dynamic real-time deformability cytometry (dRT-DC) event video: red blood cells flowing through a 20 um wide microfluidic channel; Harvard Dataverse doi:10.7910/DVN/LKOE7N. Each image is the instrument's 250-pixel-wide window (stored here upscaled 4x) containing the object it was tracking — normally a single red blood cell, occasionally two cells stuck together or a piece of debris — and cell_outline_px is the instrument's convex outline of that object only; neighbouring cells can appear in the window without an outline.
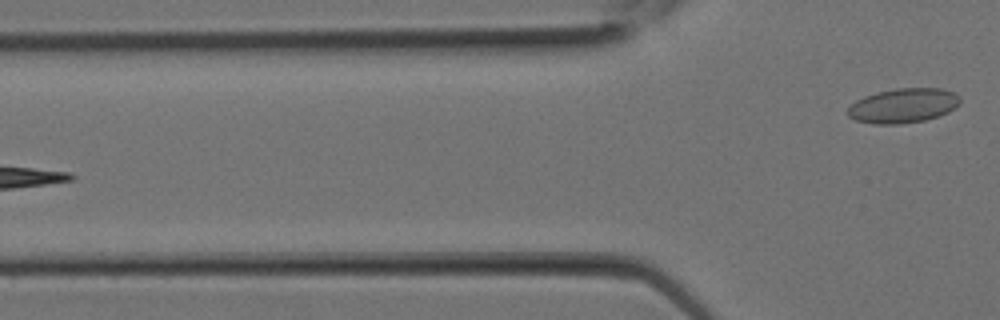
{"species": "Egyptian fruit bat (a non-hibernating species)", "species_latin": "Rousettus aegyptiacus", "temperature_condition": "room temperature", "stored_images_in_passage": 9, "segment_of_instrument_passage": [2, 2], "camera_frame_rate_fps": 3000, "um_per_image_px": 0.085, "animal": {"sex": "female"}, "frame": {"image": 1, "passage_image": 9, "time_ms": 2.667, "image_size_px": [1000, 320], "cell_outline_px": [[960, 104], [948, 112], [924, 120], [900, 124], [872, 124], [856, 120], [848, 116], [848, 108], [856, 100], [864, 96], [896, 88], [940, 88], [952, 92], [960, 96]], "centroid_in_image_um": [76.77, 8.98], "position_along_channel_um": 49.0, "area_um2": 22.48}}